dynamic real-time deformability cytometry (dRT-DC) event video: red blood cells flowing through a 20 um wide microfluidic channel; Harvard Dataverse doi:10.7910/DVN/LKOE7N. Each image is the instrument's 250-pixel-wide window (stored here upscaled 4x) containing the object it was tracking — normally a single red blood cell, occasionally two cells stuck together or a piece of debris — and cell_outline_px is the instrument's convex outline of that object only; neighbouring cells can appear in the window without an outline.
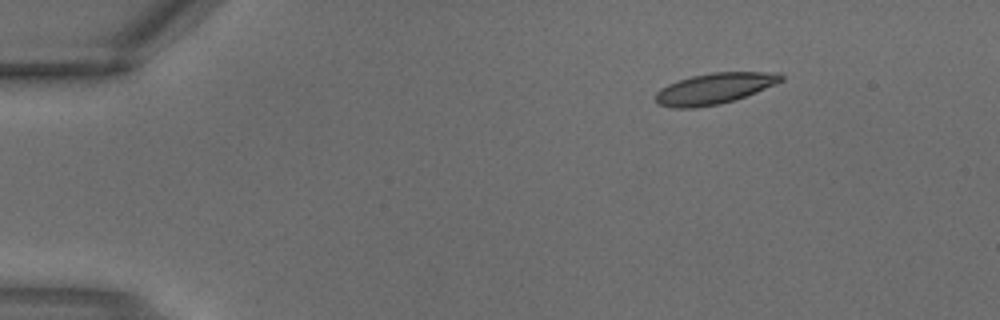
{"species": "common noctule bat (a hibernating species)", "species_latin": "Nyctalus noctula", "temperature_condition": "warm", "stored_images_in_passage": 2, "camera_frame_rate_fps": 3000, "um_per_image_px": 0.085, "animal": {"sex": "male", "body_mass_g": 18.8}, "frame": {"image": 1, "passage_image": 1, "time_ms": 0.0, "image_size_px": [1000, 320], "cell_outline_px": [[784, 80], [756, 92], [720, 104], [696, 108], [672, 108], [656, 104], [656, 92], [660, 88], [668, 84], [692, 76], [712, 72], [780, 72], [784, 76]], "centroid_in_image_um": [60.71, 7.52], "position_along_channel_um": 24.3, "area_um2": 22.6}}